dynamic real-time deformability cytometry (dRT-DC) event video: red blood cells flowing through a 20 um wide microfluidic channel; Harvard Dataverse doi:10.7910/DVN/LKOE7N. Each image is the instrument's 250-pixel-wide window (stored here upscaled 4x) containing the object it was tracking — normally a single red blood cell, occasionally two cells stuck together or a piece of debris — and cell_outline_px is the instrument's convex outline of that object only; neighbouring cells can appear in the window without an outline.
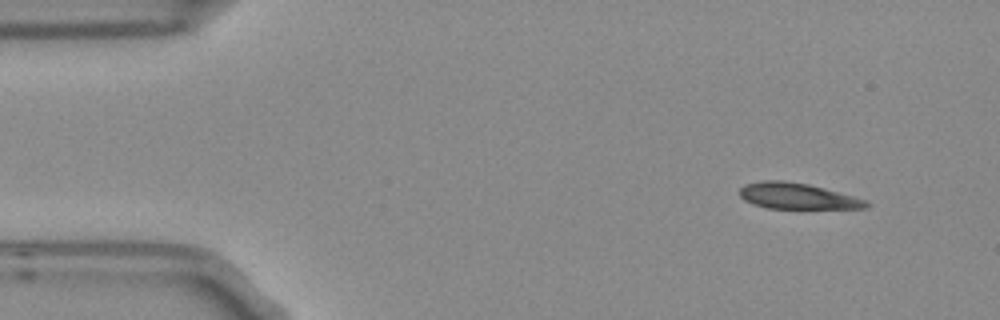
{"species": "Egyptian fruit bat (a non-hibernating species)", "species_latin": "Rousettus aegyptiacus", "temperature_condition": "room temperature", "stored_images_in_passage": 4, "camera_frame_rate_fps": 3000, "um_per_image_px": 0.085, "frame": {"image": 1, "passage_image": 1, "time_ms": 0.0, "image_size_px": [1000, 320], "cell_outline_px": [[868, 208], [764, 208], [752, 204], [744, 200], [740, 196], [740, 188], [744, 184], [764, 180], [780, 180], [808, 184], [852, 196], [864, 200], [868, 204]], "centroid_in_image_um": [67.68, 16.66], "position_along_channel_um": 17.3, "area_um2": 18.84}}
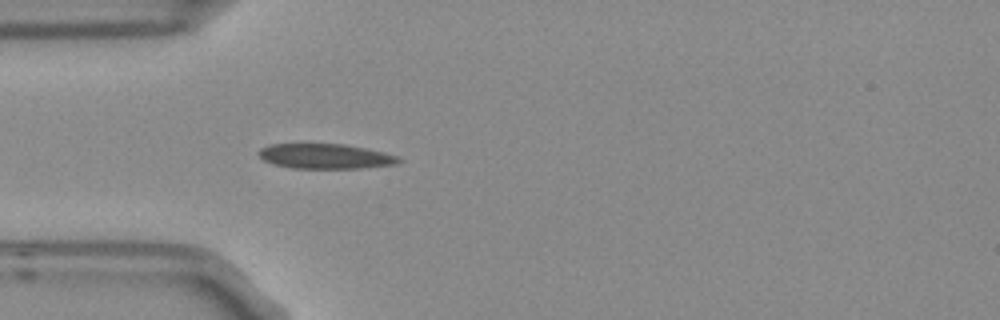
{"frame": {"image": 2, "passage_image": 4, "time_ms": 1.0, "image_size_px": [1000, 320], "cell_outline_px": [[404, 160], [392, 164], [360, 168], [292, 168], [272, 164], [264, 160], [256, 152], [260, 148], [272, 144], [344, 144], [384, 152], [396, 156]], "centroid_in_image_um": [27.6, 13.28], "position_along_channel_um": 57.4, "area_um2": 20.17}}